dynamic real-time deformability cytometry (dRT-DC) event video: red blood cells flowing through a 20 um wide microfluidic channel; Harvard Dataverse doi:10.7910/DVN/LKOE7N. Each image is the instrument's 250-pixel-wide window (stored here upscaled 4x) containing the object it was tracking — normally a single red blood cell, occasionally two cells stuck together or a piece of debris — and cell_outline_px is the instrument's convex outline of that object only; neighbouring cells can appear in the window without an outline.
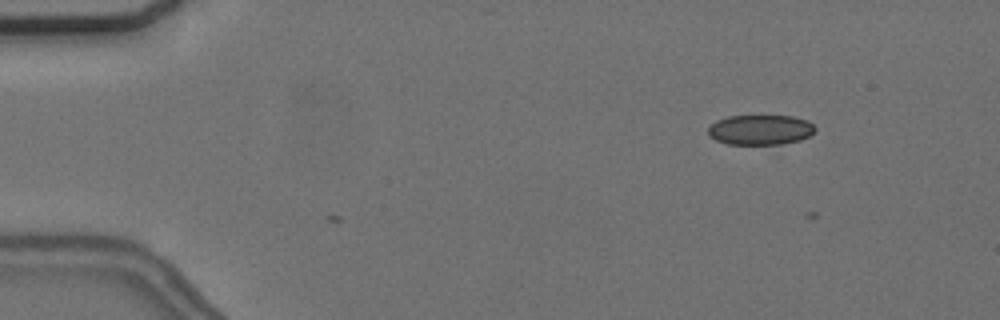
{"species": "common noctule bat (a hibernating species)", "species_latin": "Nyctalus noctula", "temperature_condition": "cold", "stored_images_in_passage": 5, "camera_frame_rate_fps": 3000, "um_per_image_px": 0.085, "animal": {"sex": "female", "body_mass_g": 24.6, "forearm_length_mm": 56.2}, "frame": {"image": 1, "passage_image": 5, "time_ms": 1.333, "image_size_px": [1000, 320], "cell_outline_px": [[816, 132], [800, 140], [780, 144], [728, 144], [716, 140], [708, 136], [708, 128], [716, 120], [728, 116], [792, 116], [808, 120], [816, 128]], "centroid_in_image_um": [64.63, 11.03], "position_along_channel_um": 20.4, "area_um2": 18.79}}